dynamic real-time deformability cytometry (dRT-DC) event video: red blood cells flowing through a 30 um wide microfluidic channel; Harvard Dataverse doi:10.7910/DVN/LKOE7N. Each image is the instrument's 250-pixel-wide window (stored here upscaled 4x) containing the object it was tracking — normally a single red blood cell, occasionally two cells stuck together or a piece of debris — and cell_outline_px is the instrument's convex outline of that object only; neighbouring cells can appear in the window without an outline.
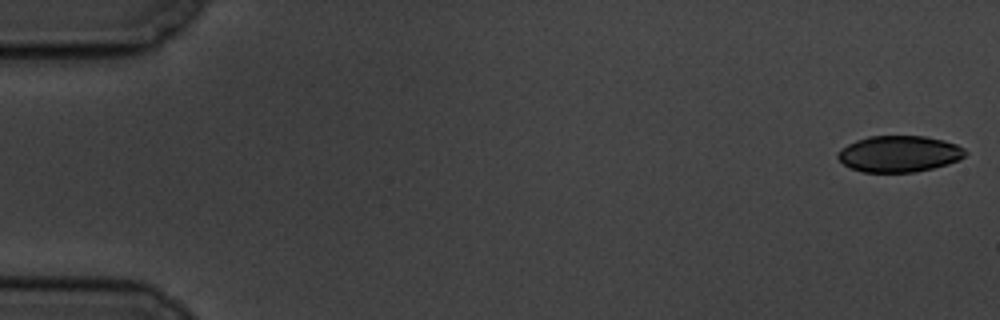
{"species": "common noctule bat (a hibernating species)", "species_latin": "Nyctalus noctula", "temperature_condition": "cold", "stored_images_in_passage": 57, "camera_frame_rate_fps": 3000, "um_per_image_px": 0.085, "animal": {"sex": "male", "body_mass_g": 19.5, "forearm_length_mm": 54.6}, "frame": {"image": 1, "passage_image": 1, "time_ms": 0.0, "image_size_px": [1000, 320], "cell_outline_px": [[968, 152], [960, 160], [948, 164], [916, 172], [864, 172], [852, 168], [844, 164], [836, 156], [836, 152], [840, 148], [856, 140], [868, 136], [924, 136], [944, 140], [956, 144], [964, 148]], "centroid_in_image_um": [76.43, 13.07], "position_along_channel_um": 8.6, "area_um2": 27.11}}
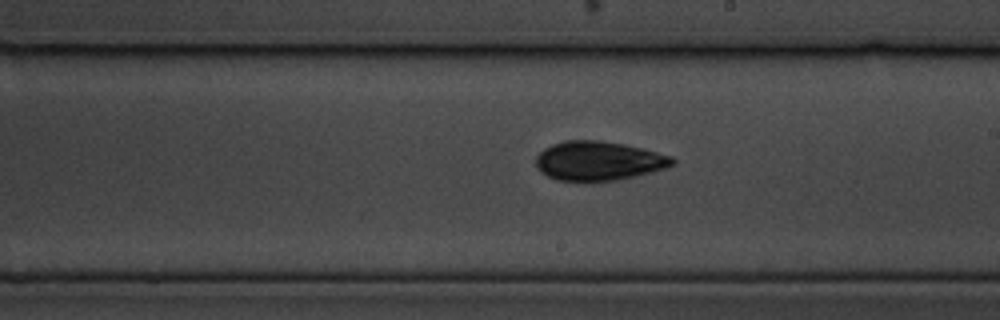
{"frame": {"image": 2, "passage_image": 33, "time_ms": 10.667, "image_size_px": [1000, 320], "cell_outline_px": [[676, 164], [664, 168], [616, 180], [584, 184], [556, 180], [540, 172], [536, 168], [536, 156], [544, 148], [552, 144], [568, 140], [600, 140], [624, 144], [672, 156], [676, 160]], "centroid_in_image_um": [50.81, 13.7], "position_along_channel_um": 238.2, "area_um2": 31.67}}
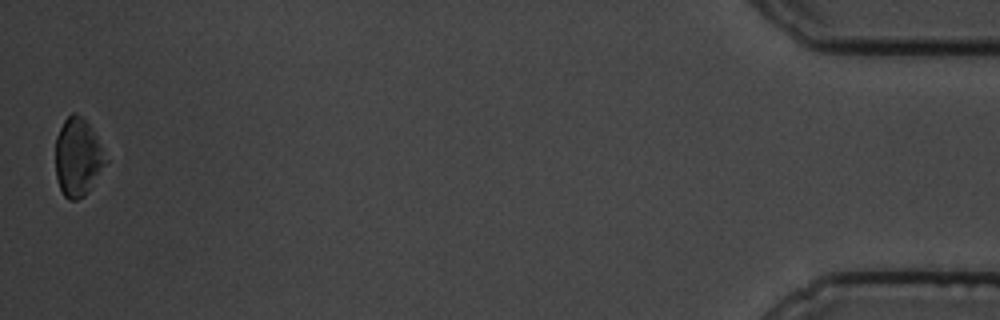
{"frame": {"image": 3, "passage_image": 57, "time_ms": 18.667, "image_size_px": [1000, 320], "cell_outline_px": [[108, 160], [88, 192], [84, 196], [76, 200], [68, 200], [64, 196], [60, 188], [56, 176], [56, 136], [64, 120], [72, 112], [76, 112], [92, 128]], "centroid_in_image_um": [6.61, 13.37], "position_along_channel_um": 428.6, "area_um2": 22.72}, "authors_computed_cell_mechanics": {"area_um2": 28.4376, "velocity_mm_per_s": 3.4728, "shape_relaxation_time_tau1_ms": 2.5533, "shape_relaxation_time_tau2_ms": null, "deformation_change_tau1": 0.107, "deformation_change_tau2": null}}